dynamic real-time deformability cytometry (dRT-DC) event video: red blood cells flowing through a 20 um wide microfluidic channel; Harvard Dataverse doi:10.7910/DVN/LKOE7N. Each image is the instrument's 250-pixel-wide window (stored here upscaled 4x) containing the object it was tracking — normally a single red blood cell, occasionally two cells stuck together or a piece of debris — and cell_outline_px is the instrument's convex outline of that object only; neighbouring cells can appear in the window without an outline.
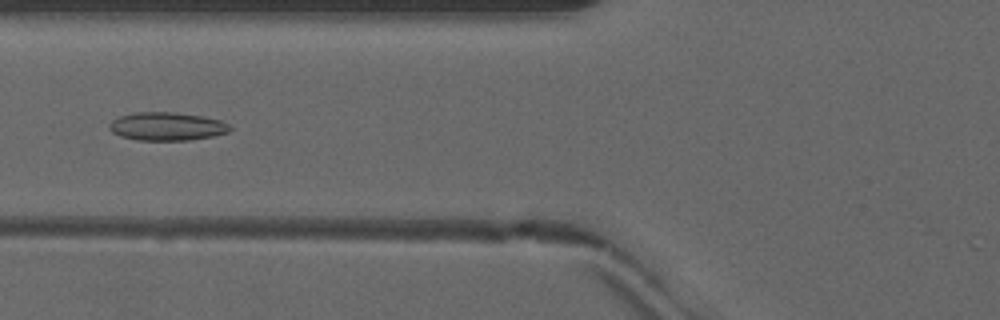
{"species": "common noctule bat (a hibernating species)", "species_latin": "Nyctalus noctula", "temperature_condition": "warm", "stored_images_in_passage": 32, "camera_frame_rate_fps": 3000, "um_per_image_px": 0.085, "animal": {"sex": "male", "forearm_length_mm": 52.5}, "frame": {"image": 1, "passage_image": 20, "time_ms": 6.333, "image_size_px": [1000, 320], "cell_outline_px": [[232, 128], [228, 132], [212, 136], [188, 140], [136, 140], [120, 136], [112, 132], [108, 128], [108, 124], [112, 120], [120, 116], [136, 112], [172, 112], [200, 116], [220, 120], [228, 124]], "centroid_in_image_um": [14.14, 10.74], "position_along_channel_um": 111.7, "area_um2": 19.77}}
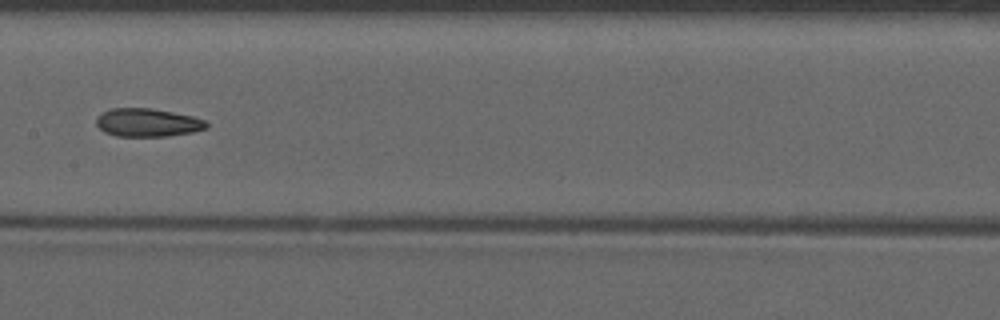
{"frame": {"image": 2, "passage_image": 26, "time_ms": 8.333, "image_size_px": [1000, 320], "cell_outline_px": [[208, 128], [192, 132], [168, 136], [116, 136], [104, 132], [96, 124], [96, 116], [108, 108], [152, 108], [192, 116], [204, 120], [208, 124]], "centroid_in_image_um": [12.51, 10.41], "position_along_channel_um": 194.9, "area_um2": 18.21}}
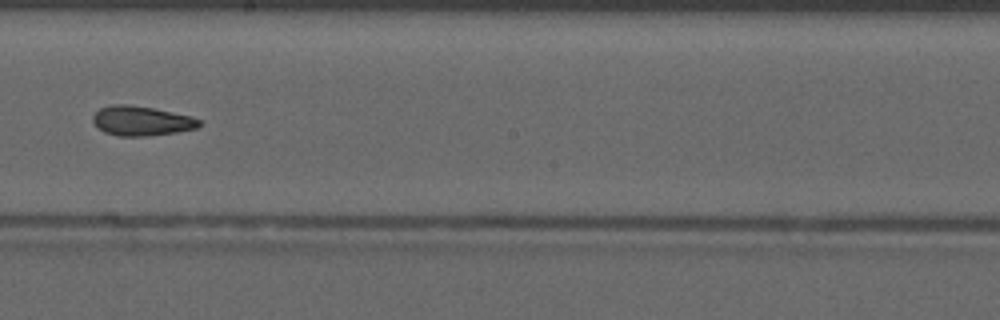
{"frame": {"image": 3, "passage_image": 29, "time_ms": 9.333, "image_size_px": [1000, 320], "cell_outline_px": [[200, 124], [196, 128], [176, 132], [148, 136], [120, 136], [104, 132], [96, 128], [92, 120], [92, 116], [100, 108], [112, 104], [128, 104], [152, 108], [192, 116], [200, 120]], "centroid_in_image_um": [11.98, 10.27], "position_along_channel_um": 236.2, "area_um2": 18.38}}